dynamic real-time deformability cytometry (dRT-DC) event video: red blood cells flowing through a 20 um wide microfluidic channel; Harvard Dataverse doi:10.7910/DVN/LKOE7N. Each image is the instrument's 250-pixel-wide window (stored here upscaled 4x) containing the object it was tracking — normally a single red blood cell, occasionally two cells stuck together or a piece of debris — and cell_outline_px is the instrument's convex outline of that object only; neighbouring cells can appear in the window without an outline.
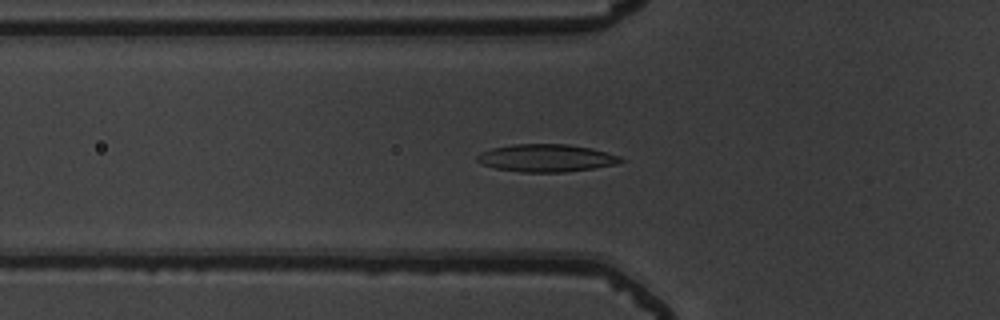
{"species": "common noctule bat (a hibernating species)", "species_latin": "Nyctalus noctula", "temperature_condition": "warm", "stored_images_in_passage": 32, "segment_of_instrument_passage": [1, 2], "camera_frame_rate_fps": 3000, "um_per_image_px": 0.085, "animal": {"sex": "male", "body_mass_g": 19.5, "forearm_length_mm": 54.6}, "frame": {"image": 1, "passage_image": 3, "time_ms": 0.667, "image_size_px": [1000, 320], "cell_outline_px": [[628, 160], [616, 164], [592, 168], [564, 172], [524, 172], [496, 168], [484, 164], [476, 160], [476, 156], [480, 152], [492, 148], [512, 144], [568, 144], [592, 148], [620, 156]], "centroid_in_image_um": [46.46, 13.42], "position_along_channel_um": 79.3, "area_um2": 23.06}}
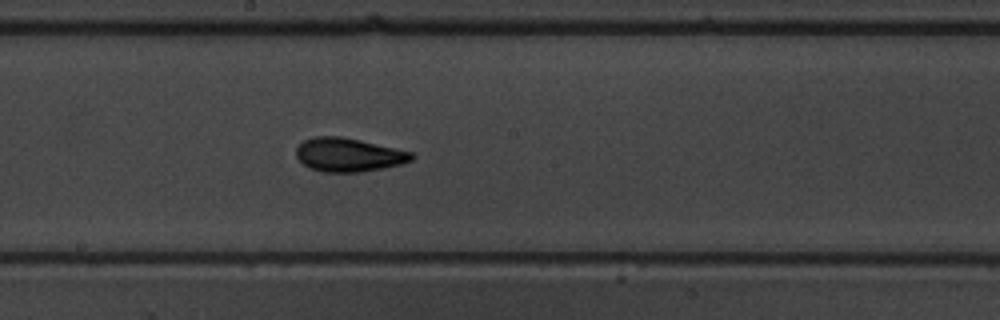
{"frame": {"image": 2, "passage_image": 14, "time_ms": 4.333, "image_size_px": [1000, 320], "cell_outline_px": [[416, 156], [412, 160], [400, 164], [384, 168], [360, 172], [324, 172], [308, 168], [296, 156], [296, 148], [304, 140], [316, 136], [340, 136], [360, 140], [412, 152]], "centroid_in_image_um": [29.62, 13.16], "position_along_channel_um": 218.6, "area_um2": 22.6}}
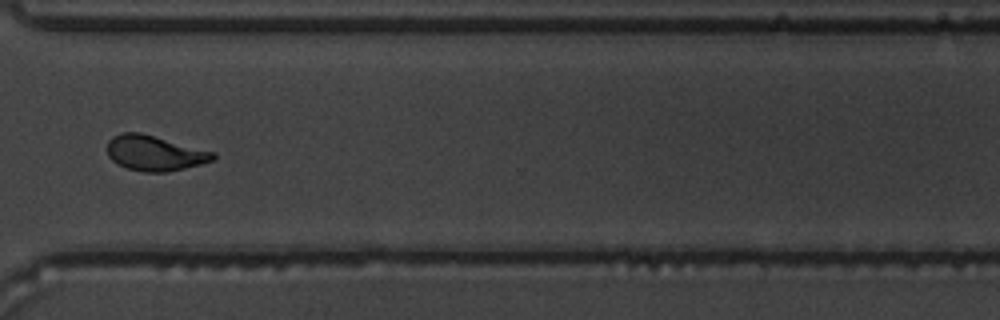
{"frame": {"image": 3, "passage_image": 25, "time_ms": 8.0, "image_size_px": [1000, 320], "cell_outline_px": [[216, 156], [212, 160], [200, 164], [184, 168], [164, 172], [144, 172], [128, 168], [116, 164], [108, 156], [108, 140], [112, 136], [124, 132], [140, 132], [216, 152]], "centroid_in_image_um": [13.13, 13.0], "position_along_channel_um": 357.5, "area_um2": 21.68}}